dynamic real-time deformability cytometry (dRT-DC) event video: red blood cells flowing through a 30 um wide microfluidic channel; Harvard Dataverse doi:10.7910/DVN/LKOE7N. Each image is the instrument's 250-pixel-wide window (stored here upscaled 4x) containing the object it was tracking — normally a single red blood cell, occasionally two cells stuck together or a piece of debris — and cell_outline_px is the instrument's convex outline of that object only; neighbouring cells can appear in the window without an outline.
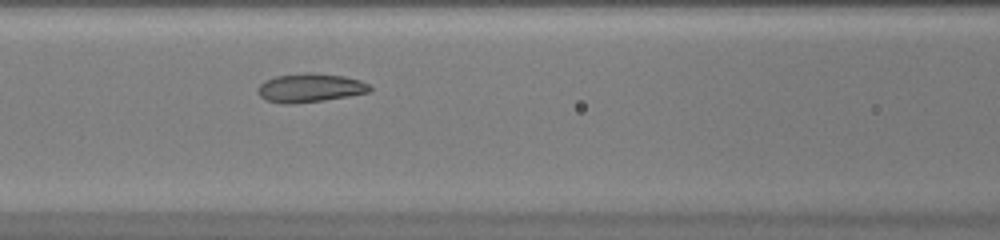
{"species": "common noctule bat (a hibernating species)", "species_latin": "Nyctalus noctula", "temperature_condition": "warm", "stored_images_in_passage": 36, "camera_frame_rate_fps": 3000, "um_per_image_px": 0.085, "animal": {"sex": "female", "body_mass_g": 20.0, "forearm_length_mm": 54.0}, "frame": {"image": 1, "passage_image": 11, "time_ms": 3.333, "image_size_px": [1000, 240], "cell_outline_px": [[372, 92], [324, 100], [288, 104], [284, 104], [264, 100], [260, 96], [260, 84], [264, 80], [276, 76], [304, 72], [312, 72], [344, 76], [360, 80], [368, 84], [372, 88]], "centroid_in_image_um": [26.38, 7.46], "position_along_channel_um": 140.2, "area_um2": 18.79}}
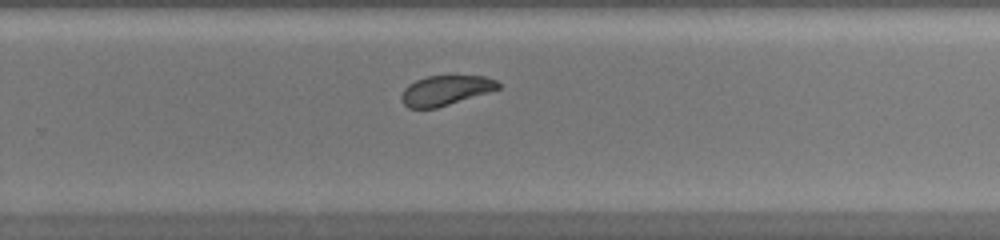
{"frame": {"image": 2, "passage_image": 21, "time_ms": 6.667, "image_size_px": [1000, 240], "cell_outline_px": [[500, 88], [488, 92], [436, 108], [408, 108], [400, 100], [400, 96], [404, 88], [408, 84], [416, 80], [428, 76], [484, 76], [496, 80], [500, 84]], "centroid_in_image_um": [37.83, 7.68], "position_along_channel_um": 292.0, "area_um2": 16.7}}
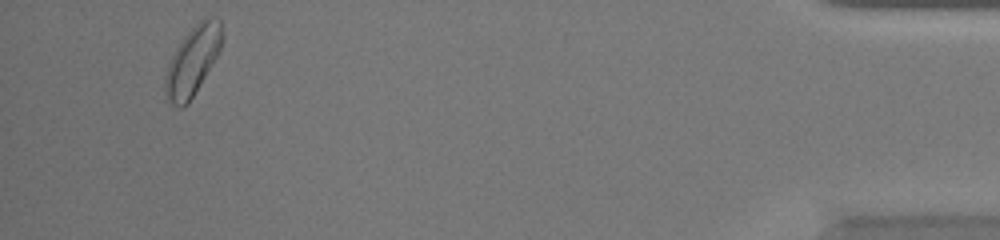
{"frame": {"image": 3, "passage_image": 34, "time_ms": 11.0, "image_size_px": [1000, 240], "cell_outline_px": [[224, 40], [212, 64], [188, 104], [180, 108], [168, 104], [164, 92], [164, 80], [168, 64], [176, 48], [184, 36], [200, 20], [208, 16], [220, 20], [224, 36]], "centroid_in_image_um": [16.36, 5.19], "position_along_channel_um": 418.8, "area_um2": 22.83}}